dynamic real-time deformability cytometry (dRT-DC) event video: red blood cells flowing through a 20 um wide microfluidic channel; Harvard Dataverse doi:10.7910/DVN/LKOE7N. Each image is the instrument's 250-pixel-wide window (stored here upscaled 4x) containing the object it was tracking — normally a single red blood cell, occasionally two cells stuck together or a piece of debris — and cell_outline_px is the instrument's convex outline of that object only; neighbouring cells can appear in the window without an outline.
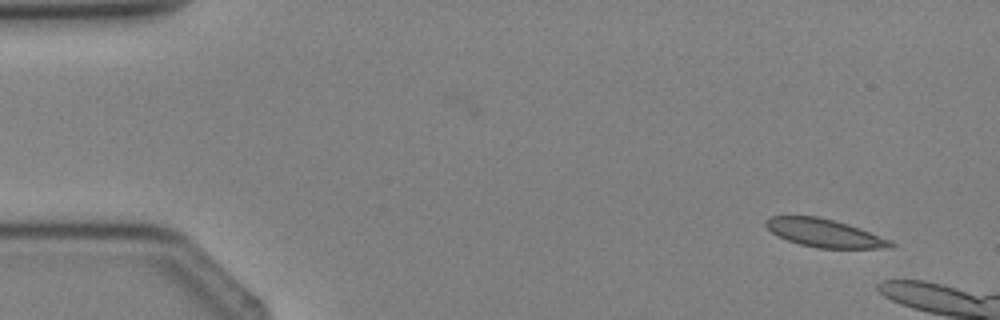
{"species": "Egyptian fruit bat (a non-hibernating species)", "species_latin": "Rousettus aegyptiacus", "temperature_condition": "cold", "stored_images_in_passage": 4, "camera_frame_rate_fps": 3000, "um_per_image_px": 0.085, "animal": {"sex": "female"}, "frame": {"image": 1, "passage_image": 4, "time_ms": 3.667, "image_size_px": [1000, 320], "cell_outline_px": [[896, 244], [892, 248], [820, 248], [800, 244], [788, 240], [772, 232], [764, 224], [764, 220], [772, 216], [820, 216], [848, 224], [860, 228], [892, 240]], "centroid_in_image_um": [70.12, 19.8], "position_along_channel_um": 14.9, "area_um2": 20.4}}